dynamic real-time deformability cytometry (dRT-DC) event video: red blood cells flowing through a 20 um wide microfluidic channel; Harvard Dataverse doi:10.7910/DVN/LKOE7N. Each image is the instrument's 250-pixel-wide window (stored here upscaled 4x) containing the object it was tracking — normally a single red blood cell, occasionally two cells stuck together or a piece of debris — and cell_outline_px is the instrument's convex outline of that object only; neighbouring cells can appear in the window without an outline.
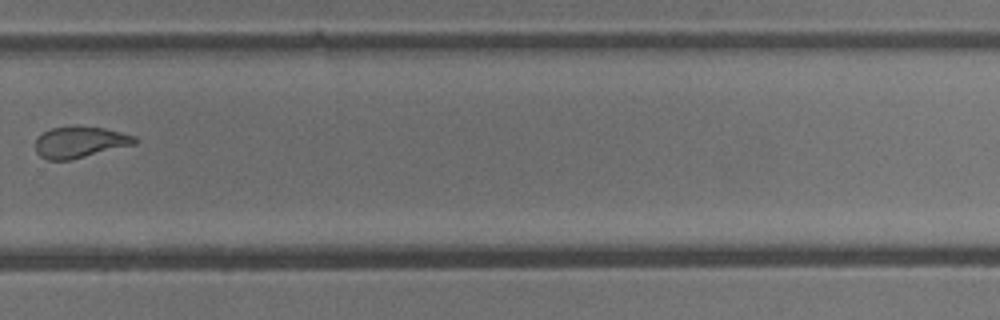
{"species": "common noctule bat (a hibernating species)", "species_latin": "Nyctalus noctula", "temperature_condition": "cold", "stored_images_in_passage": 15, "camera_frame_rate_fps": 3000, "um_per_image_px": 0.085, "animal": {"sex": "male", "body_mass_g": 13.3}, "frame": {"image": 1, "passage_image": 11, "time_ms": 12.667, "image_size_px": [1000, 320], "cell_outline_px": [[140, 140], [136, 144], [72, 160], [48, 160], [40, 156], [36, 152], [36, 140], [44, 132], [52, 128], [72, 124], [76, 124], [104, 128], [136, 136]], "centroid_in_image_um": [6.83, 12.06], "position_along_channel_um": 323.0, "area_um2": 18.55}, "authors_computed_cell_mechanics": {"area_um2": 19.2474, "velocity_mm_per_s": 3.7525, "shape_relaxation_time_tau1_ms": 8.7193, "shape_relaxation_time_tau2_ms": 0.922, "deformation_change_tau1": 0.1978, "deformation_change_tau2": 0.0743}}